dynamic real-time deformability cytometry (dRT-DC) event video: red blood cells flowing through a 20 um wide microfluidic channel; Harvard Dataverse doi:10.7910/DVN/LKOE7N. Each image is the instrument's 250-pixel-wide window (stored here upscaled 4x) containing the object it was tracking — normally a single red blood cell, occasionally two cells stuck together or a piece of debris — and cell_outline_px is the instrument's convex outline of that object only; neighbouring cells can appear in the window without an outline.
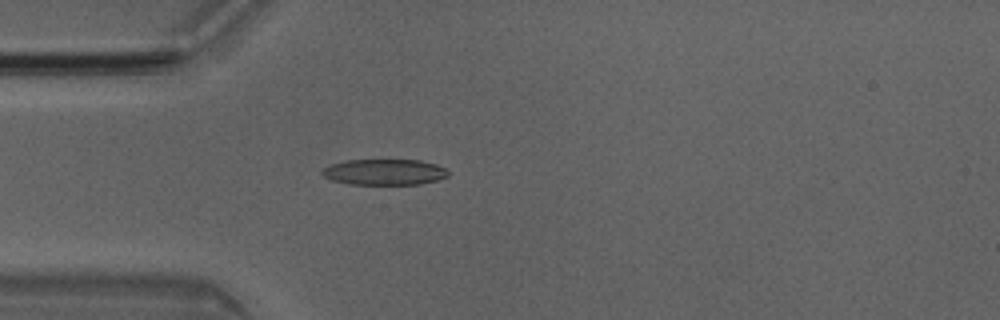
{"species": "Egyptian fruit bat (a non-hibernating species)", "species_latin": "Rousettus aegyptiacus", "temperature_condition": "room temperature", "stored_images_in_passage": 4, "camera_frame_rate_fps": 3000, "um_per_image_px": 0.085, "animal": {"sex": "male"}, "frame": {"image": 1, "passage_image": 4, "time_ms": 1.0, "image_size_px": [1000, 320], "cell_outline_px": [[448, 176], [436, 180], [420, 184], [348, 184], [332, 180], [324, 176], [320, 172], [324, 168], [332, 164], [348, 160], [420, 160], [436, 164], [444, 168], [448, 172]], "centroid_in_image_um": [32.67, 14.62], "position_along_channel_um": 52.3, "area_um2": 18.84}}